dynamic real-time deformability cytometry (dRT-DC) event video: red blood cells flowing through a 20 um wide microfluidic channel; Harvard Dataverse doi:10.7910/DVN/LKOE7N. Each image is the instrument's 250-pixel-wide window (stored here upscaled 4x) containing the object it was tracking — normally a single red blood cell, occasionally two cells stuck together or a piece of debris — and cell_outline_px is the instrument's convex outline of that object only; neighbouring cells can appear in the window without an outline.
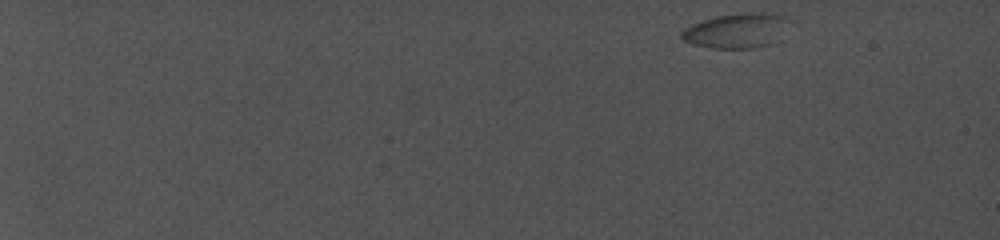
{"species": "common noctule bat (a hibernating species)", "species_latin": "Nyctalus noctula", "temperature_condition": "cold", "stored_images_in_passage": 98, "camera_frame_rate_fps": 5000, "um_per_image_px": 0.085, "animal": {"sex": "female", "body_mass_g": 19.0, "forearm_length_mm": 56.7}, "frame": {"image": 1, "passage_image": 1, "time_ms": 0.0, "image_size_px": [1000, 240], "cell_outline_px": [[788, 20], [780, 40], [772, 44], [756, 48], [712, 48], [696, 44], [684, 40], [680, 36], [680, 32], [684, 28], [692, 24], [716, 16], [744, 12], [764, 12], [784, 16]], "centroid_in_image_um": [62.63, 2.6], "position_along_channel_um": 22.4, "area_um2": 21.85}}
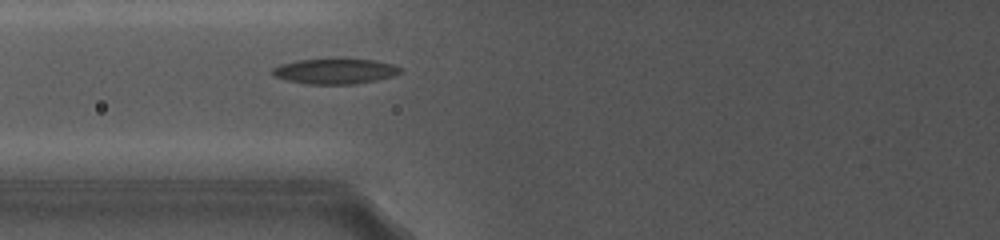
{"frame": {"image": 2, "passage_image": 37, "time_ms": 8.0, "image_size_px": [1000, 240], "cell_outline_px": [[400, 72], [392, 76], [376, 80], [352, 84], [308, 84], [288, 80], [272, 76], [268, 72], [272, 68], [280, 64], [296, 60], [328, 56], [344, 56], [376, 60], [392, 64], [400, 68]], "centroid_in_image_um": [28.41, 5.99], "position_along_channel_um": 97.4, "area_um2": 19.94}}
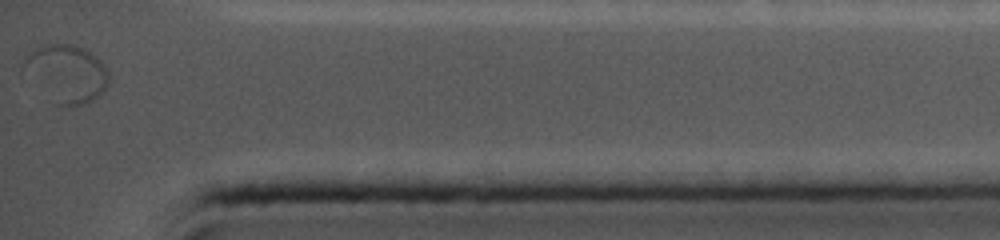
{"frame": {"image": 3, "passage_image": 97, "time_ms": 17.2, "image_size_px": [1000, 240], "cell_outline_px": [[108, 84], [96, 96], [84, 104], [68, 108], [56, 104], [20, 72], [20, 68], [28, 52], [40, 44], [72, 44], [96, 56], [104, 64], [108, 72]], "centroid_in_image_um": [5.56, 6.24], "position_along_channel_um": 429.6, "area_um2": 28.9}}